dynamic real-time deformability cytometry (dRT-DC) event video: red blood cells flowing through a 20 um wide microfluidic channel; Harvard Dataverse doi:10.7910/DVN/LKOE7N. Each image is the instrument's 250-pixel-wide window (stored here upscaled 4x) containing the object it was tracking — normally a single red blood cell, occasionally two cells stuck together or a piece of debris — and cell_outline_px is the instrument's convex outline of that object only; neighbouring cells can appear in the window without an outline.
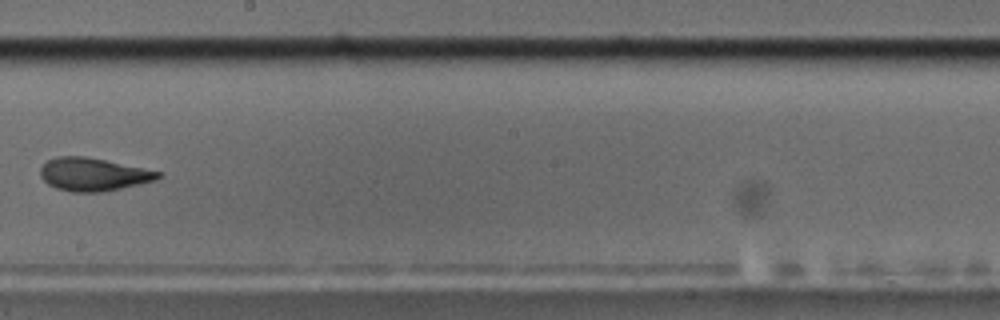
{"species": "common noctule bat (a hibernating species)", "species_latin": "Nyctalus noctula", "temperature_condition": "cold", "stored_images_in_passage": 13, "camera_frame_rate_fps": 3000, "um_per_image_px": 0.085, "animal": {"sex": "male", "body_mass_g": 17.5, "forearm_length_mm": 52.3}, "frame": {"image": 1, "passage_image": 8, "time_ms": 10.667, "image_size_px": [1000, 320], "cell_outline_px": [[164, 172], [156, 180], [140, 184], [104, 192], [72, 192], [56, 188], [48, 184], [40, 176], [40, 168], [48, 160], [56, 156], [84, 156]], "centroid_in_image_um": [7.93, 14.83], "position_along_channel_um": 240.3, "area_um2": 22.66}, "authors_computed_cell_mechanics": {"area_um2": 24.1604, "velocity_mm_per_s": 3.5142, "shape_relaxation_time_tau1_ms": 8.8907, "shape_relaxation_time_tau2_ms": 2.9785, "deformation_change_tau1": 0.2173, "deformation_change_tau2": 0.0875}}